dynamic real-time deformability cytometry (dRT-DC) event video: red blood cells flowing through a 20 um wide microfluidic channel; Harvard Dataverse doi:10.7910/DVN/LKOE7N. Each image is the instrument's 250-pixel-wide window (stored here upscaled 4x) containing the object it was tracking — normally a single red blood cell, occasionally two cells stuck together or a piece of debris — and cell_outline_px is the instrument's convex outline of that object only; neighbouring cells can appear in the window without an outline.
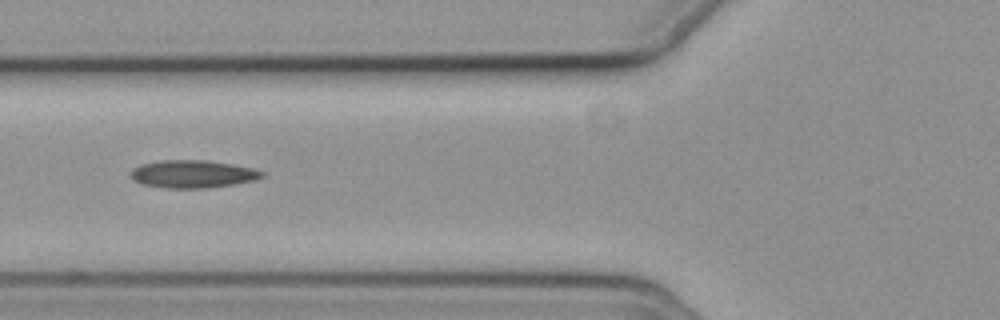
{"species": "common noctule bat (a hibernating species)", "species_latin": "Nyctalus noctula", "temperature_condition": "cold", "stored_images_in_passage": 9, "camera_frame_rate_fps": 3000, "um_per_image_px": 0.085, "animal": {"sex": "female", "body_mass_g": 19.3, "forearm_length_mm": 54.1}, "frame": {"image": 1, "passage_image": 6, "time_ms": 6.333, "image_size_px": [1000, 320], "cell_outline_px": [[264, 176], [252, 180], [232, 184], [204, 188], [168, 188], [144, 184], [132, 180], [132, 168], [140, 164], [160, 160], [208, 160], [232, 164], [252, 168], [264, 172]], "centroid_in_image_um": [16.35, 14.78], "position_along_channel_um": 109.4, "area_um2": 20.98}}
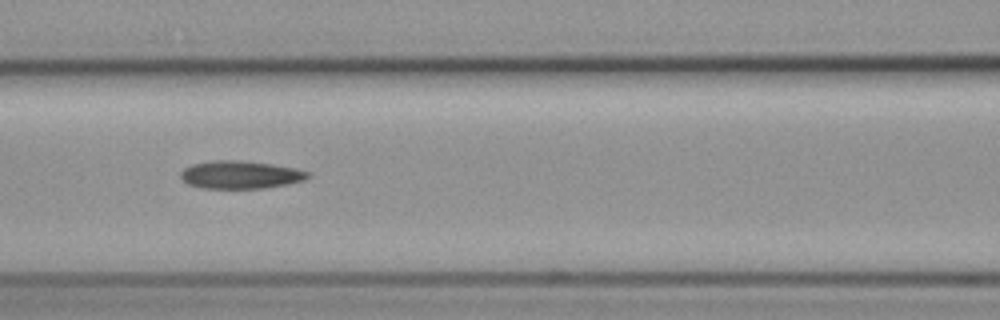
{"frame": {"image": 2, "passage_image": 7, "time_ms": 7.333, "image_size_px": [1000, 320], "cell_outline_px": [[308, 176], [304, 180], [264, 188], [204, 188], [188, 184], [180, 176], [180, 172], [184, 168], [192, 164], [212, 160], [240, 160], [272, 164], [296, 168], [308, 172]], "centroid_in_image_um": [20.39, 14.84], "position_along_channel_um": 146.2, "area_um2": 20.46}}
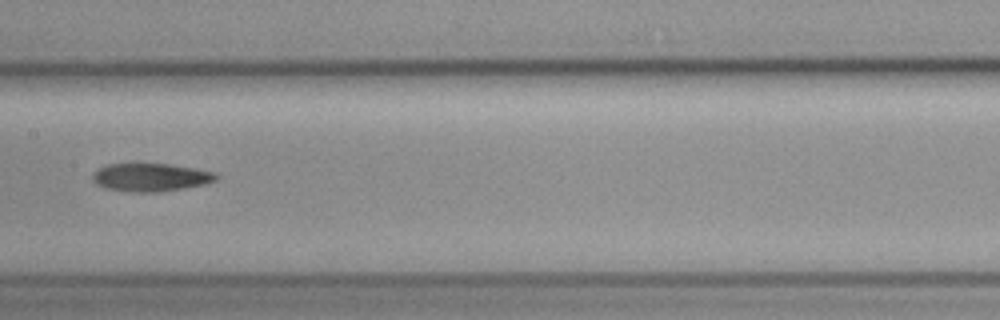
{"frame": {"image": 3, "passage_image": 8, "time_ms": 8.667, "image_size_px": [1000, 320], "cell_outline_px": [[220, 176], [216, 180], [204, 184], [184, 188], [156, 192], [132, 192], [104, 188], [96, 184], [92, 180], [92, 172], [104, 164], [172, 164], [196, 168], [216, 172]], "centroid_in_image_um": [12.8, 15.06], "position_along_channel_um": 194.6, "area_um2": 20.46}}